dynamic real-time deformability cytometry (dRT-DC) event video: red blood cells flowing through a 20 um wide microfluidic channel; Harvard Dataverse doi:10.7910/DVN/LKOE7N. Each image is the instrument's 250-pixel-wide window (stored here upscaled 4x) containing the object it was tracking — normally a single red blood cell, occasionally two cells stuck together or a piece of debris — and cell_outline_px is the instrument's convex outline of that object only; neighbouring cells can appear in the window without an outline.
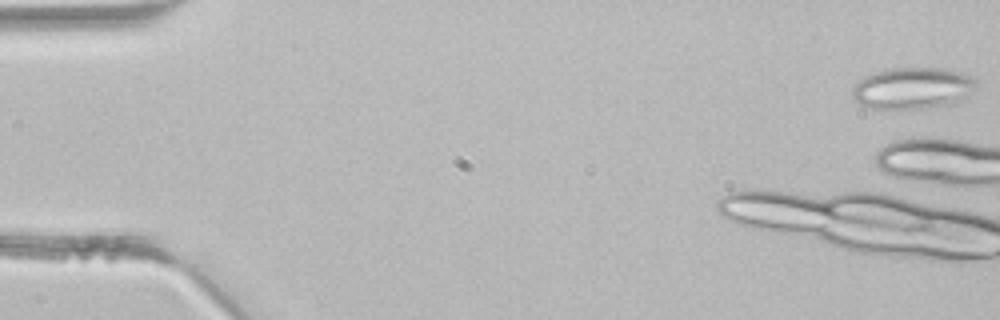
{"species": "common noctule bat (a hibernating species)", "species_latin": "Nyctalus noctula", "temperature_condition": "room temperature", "stored_images_in_passage": 4, "camera_frame_rate_fps": 3000, "um_per_image_px": 0.085, "animal": {"sex": "male", "body_mass_g": 21.5, "forearm_length_mm": 52.0}, "frame": {"image": 1, "passage_image": 1, "time_ms": 0.0, "image_size_px": [1000, 320], "cell_outline_px": [[976, 84], [964, 100], [956, 104], [928, 108], [868, 108], [852, 100], [852, 88], [864, 76], [876, 72], [892, 68], [944, 68], [960, 72], [972, 76], [976, 80]], "centroid_in_image_um": [77.59, 7.5], "position_along_channel_um": 7.4, "area_um2": 30.23}}